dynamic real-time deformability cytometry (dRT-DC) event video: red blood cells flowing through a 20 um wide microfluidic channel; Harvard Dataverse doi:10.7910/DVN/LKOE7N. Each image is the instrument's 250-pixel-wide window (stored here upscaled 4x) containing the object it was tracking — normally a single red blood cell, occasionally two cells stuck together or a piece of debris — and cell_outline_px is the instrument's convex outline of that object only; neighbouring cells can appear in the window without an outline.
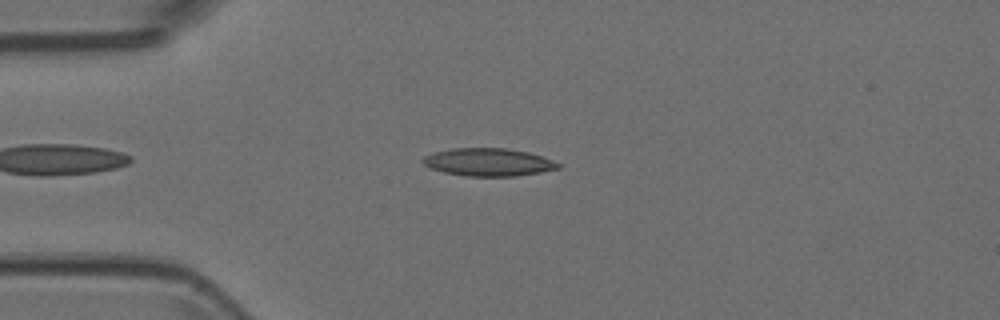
{"species": "Egyptian fruit bat (a non-hibernating species)", "species_latin": "Rousettus aegyptiacus", "temperature_condition": "room temperature", "stored_images_in_passage": 5, "camera_frame_rate_fps": 3000, "um_per_image_px": 0.085, "animal": {"sex": "female"}, "frame": {"image": 1, "passage_image": 3, "time_ms": 0.667, "image_size_px": [1000, 320], "cell_outline_px": [[560, 168], [540, 172], [516, 176], [464, 176], [444, 172], [428, 168], [420, 160], [424, 156], [432, 152], [452, 148], [508, 148], [528, 152], [552, 160], [560, 164]], "centroid_in_image_um": [41.45, 13.78], "position_along_channel_um": 43.5, "area_um2": 22.02}}
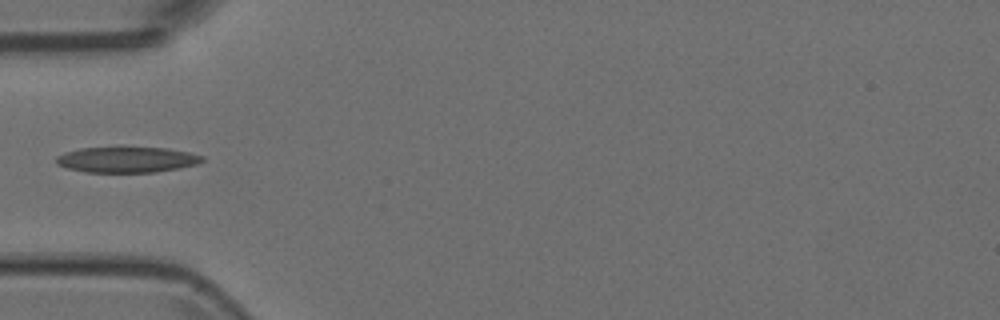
{"frame": {"image": 2, "passage_image": 4, "time_ms": 1.0, "image_size_px": [1000, 320], "cell_outline_px": [[204, 160], [196, 164], [180, 168], [156, 172], [84, 172], [68, 168], [56, 164], [56, 156], [64, 152], [80, 148], [120, 144], [168, 148], [188, 152], [204, 156]], "centroid_in_image_um": [10.76, 13.51], "position_along_channel_um": 74.2, "area_um2": 23.0}}
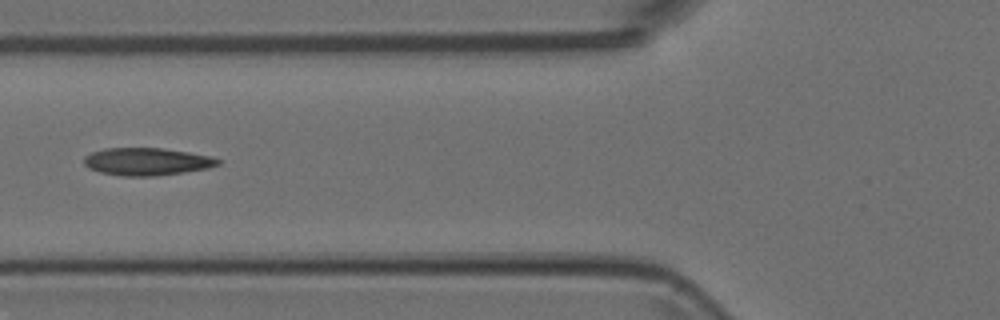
{"frame": {"image": 3, "passage_image": 5, "time_ms": 1.333, "image_size_px": [1000, 320], "cell_outline_px": [[220, 164], [208, 168], [184, 172], [152, 176], [120, 176], [100, 172], [88, 168], [84, 164], [84, 156], [92, 152], [104, 148], [164, 148], [212, 156], [220, 160]], "centroid_in_image_um": [12.47, 13.73], "position_along_channel_um": 113.3, "area_um2": 21.56}}